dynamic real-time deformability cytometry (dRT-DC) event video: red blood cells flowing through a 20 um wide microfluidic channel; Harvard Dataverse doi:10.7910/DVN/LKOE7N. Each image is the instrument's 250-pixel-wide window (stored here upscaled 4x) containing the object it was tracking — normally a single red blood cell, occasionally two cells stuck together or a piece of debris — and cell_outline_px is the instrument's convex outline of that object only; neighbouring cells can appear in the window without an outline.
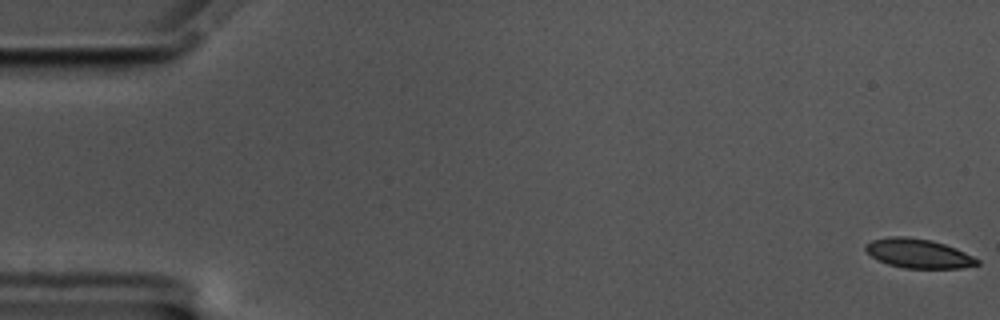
{"species": "common noctule bat (a hibernating species)", "species_latin": "Nyctalus noctula", "temperature_condition": "cold", "stored_images_in_passage": 18, "camera_frame_rate_fps": 3000, "um_per_image_px": 0.085, "animal": {"sex": "male", "body_mass_g": 17.5, "forearm_length_mm": 52.3}, "frame": {"image": 1, "passage_image": 1, "time_ms": 0.0, "image_size_px": [1000, 320], "cell_outline_px": [[980, 264], [960, 268], [904, 268], [888, 264], [872, 256], [864, 248], [872, 240], [888, 236], [908, 236], [932, 240], [956, 248], [980, 260]], "centroid_in_image_um": [78.08, 21.53], "position_along_channel_um": 6.9, "area_um2": 18.9}}